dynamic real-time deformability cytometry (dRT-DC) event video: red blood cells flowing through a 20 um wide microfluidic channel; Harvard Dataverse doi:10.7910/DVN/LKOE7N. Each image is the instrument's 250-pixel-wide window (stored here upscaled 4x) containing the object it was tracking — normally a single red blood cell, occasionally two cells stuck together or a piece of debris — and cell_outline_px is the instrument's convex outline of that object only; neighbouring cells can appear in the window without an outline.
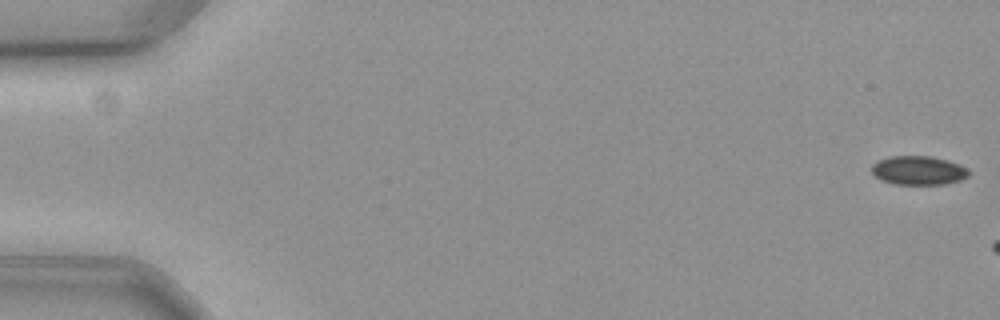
{"species": "common noctule bat (a hibernating species)", "species_latin": "Nyctalus noctula", "temperature_condition": "cold", "stored_images_in_passage": 9, "camera_frame_rate_fps": 3000, "um_per_image_px": 0.085, "animal": {"sex": "female", "body_mass_g": 19.3, "forearm_length_mm": 54.1}, "frame": {"image": 1, "passage_image": 1, "time_ms": 0.0, "image_size_px": [1000, 320], "cell_outline_px": [[968, 176], [960, 180], [944, 184], [892, 184], [880, 180], [872, 172], [872, 164], [880, 160], [892, 156], [932, 156], [960, 164], [968, 168]], "centroid_in_image_um": [78.07, 14.49], "position_along_channel_um": 6.9, "area_um2": 16.3}}